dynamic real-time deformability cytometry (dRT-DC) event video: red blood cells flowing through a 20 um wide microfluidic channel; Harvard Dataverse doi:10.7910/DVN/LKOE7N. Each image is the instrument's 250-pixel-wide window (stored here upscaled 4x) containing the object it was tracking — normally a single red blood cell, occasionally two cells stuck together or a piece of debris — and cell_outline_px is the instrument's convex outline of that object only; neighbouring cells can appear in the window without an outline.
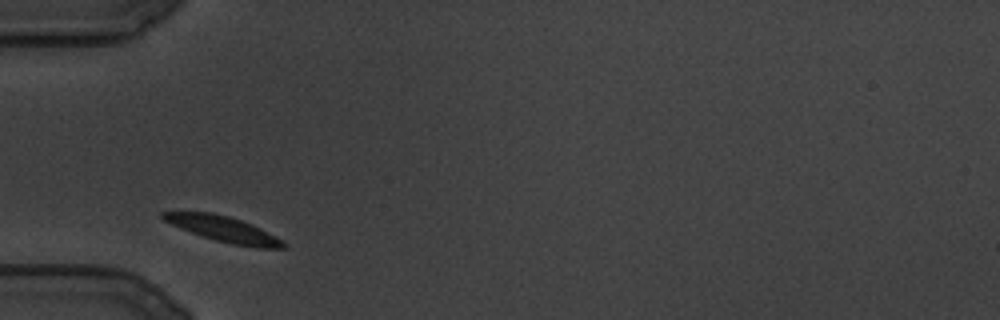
{"species": "common noctule bat (a hibernating species)", "species_latin": "Nyctalus noctula", "temperature_condition": "cold", "stored_images_in_passage": 67, "camera_frame_rate_fps": 3000, "um_per_image_px": 0.085, "animal": {"sex": "male", "body_mass_g": 19.5, "forearm_length_mm": 54.6}, "frame": {"image": 1, "passage_image": 1, "time_ms": 0.0, "image_size_px": [1000, 320], "cell_outline_px": [[288, 244], [284, 248], [256, 248], [232, 244], [216, 240], [192, 232], [172, 224], [164, 220], [160, 216], [160, 212], [212, 212], [228, 216], [252, 224], [268, 232]], "centroid_in_image_um": [19.04, 19.48], "position_along_channel_um": 66.0, "area_um2": 17.63}}
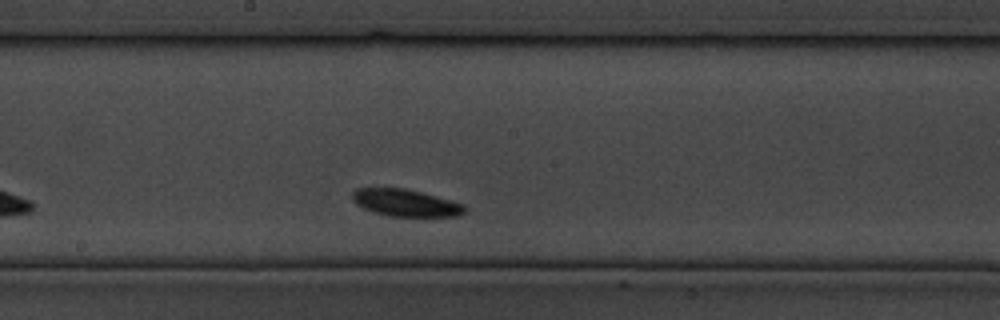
{"frame": {"image": 2, "passage_image": 30, "time_ms": 9.667, "image_size_px": [1000, 320], "cell_outline_px": [[468, 208], [460, 216], [388, 216], [372, 212], [356, 204], [352, 200], [352, 192], [356, 188], [404, 188], [436, 196], [464, 204]], "centroid_in_image_um": [34.47, 17.24], "position_along_channel_um": 213.7, "area_um2": 17.74}}
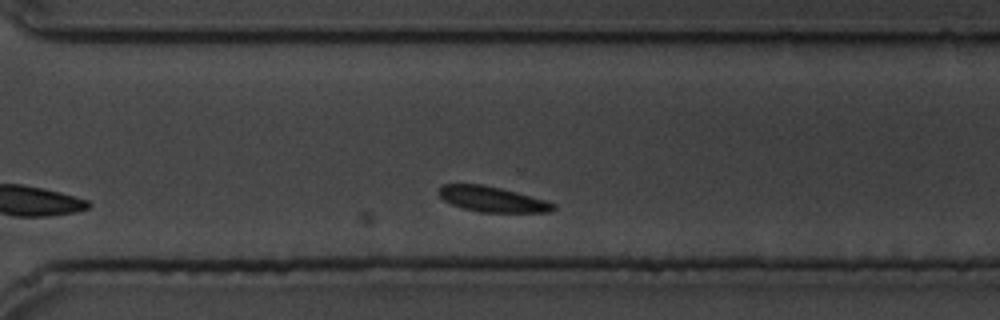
{"frame": {"image": 3, "passage_image": 52, "time_ms": 17.0, "image_size_px": [1000, 320], "cell_outline_px": [[556, 208], [548, 212], [480, 212], [464, 208], [452, 204], [444, 200], [436, 192], [440, 184], [484, 184], [548, 200], [556, 204]], "centroid_in_image_um": [41.83, 16.92], "position_along_channel_um": 328.8, "area_um2": 17.05}}